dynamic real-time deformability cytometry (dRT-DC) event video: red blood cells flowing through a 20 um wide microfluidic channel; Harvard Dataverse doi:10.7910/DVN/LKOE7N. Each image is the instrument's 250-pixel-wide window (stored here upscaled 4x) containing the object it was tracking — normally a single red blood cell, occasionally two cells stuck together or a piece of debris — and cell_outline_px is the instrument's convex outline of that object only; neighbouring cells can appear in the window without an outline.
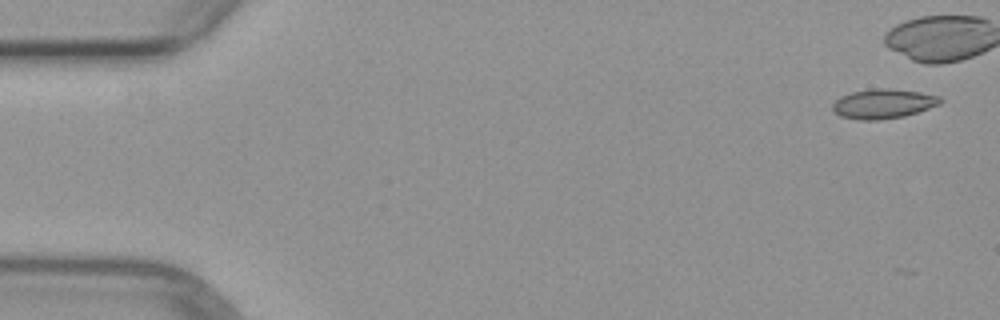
{"species": "common noctule bat (a hibernating species)", "species_latin": "Nyctalus noctula", "temperature_condition": "warm", "stored_images_in_passage": 5, "camera_frame_rate_fps": 3000, "um_per_image_px": 0.085, "animal": {"sex": "female", "body_mass_g": 29.2, "forearm_length_mm": 56.3}, "frame": {"image": 1, "passage_image": 1, "time_ms": 0.0, "image_size_px": [1000, 320], "cell_outline_px": [[944, 100], [940, 104], [904, 116], [880, 120], [860, 120], [840, 116], [832, 112], [832, 104], [840, 96], [852, 92], [872, 88], [880, 88], [920, 92], [940, 96]], "centroid_in_image_um": [75.04, 8.82], "position_along_channel_um": 10.0, "area_um2": 18.55}}